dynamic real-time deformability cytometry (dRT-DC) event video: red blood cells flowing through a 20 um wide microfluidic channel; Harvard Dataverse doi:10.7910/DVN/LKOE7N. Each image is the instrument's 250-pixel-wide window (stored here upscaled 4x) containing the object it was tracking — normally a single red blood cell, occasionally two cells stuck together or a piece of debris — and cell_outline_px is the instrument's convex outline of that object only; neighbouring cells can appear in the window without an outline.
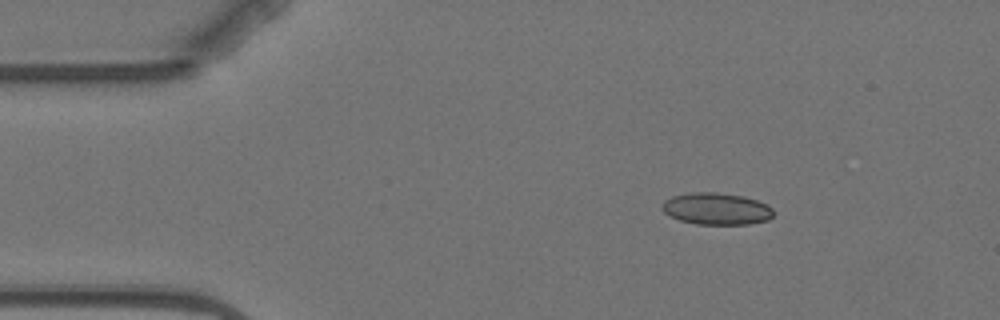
{"species": "Egyptian fruit bat (a non-hibernating species)", "species_latin": "Rousettus aegyptiacus", "temperature_condition": "warm", "stored_images_in_passage": 3, "camera_frame_rate_fps": 3000, "um_per_image_px": 0.085, "animal": {"sex": "female"}, "frame": {"image": 1, "passage_image": 1, "time_ms": 0.0, "image_size_px": [1000, 320], "cell_outline_px": [[776, 212], [768, 220], [748, 224], [696, 224], [680, 220], [668, 216], [660, 208], [660, 204], [664, 200], [672, 196], [692, 192], [716, 192], [744, 196], [768, 204]], "centroid_in_image_um": [60.88, 17.74], "position_along_channel_um": 24.1, "area_um2": 20.98}}